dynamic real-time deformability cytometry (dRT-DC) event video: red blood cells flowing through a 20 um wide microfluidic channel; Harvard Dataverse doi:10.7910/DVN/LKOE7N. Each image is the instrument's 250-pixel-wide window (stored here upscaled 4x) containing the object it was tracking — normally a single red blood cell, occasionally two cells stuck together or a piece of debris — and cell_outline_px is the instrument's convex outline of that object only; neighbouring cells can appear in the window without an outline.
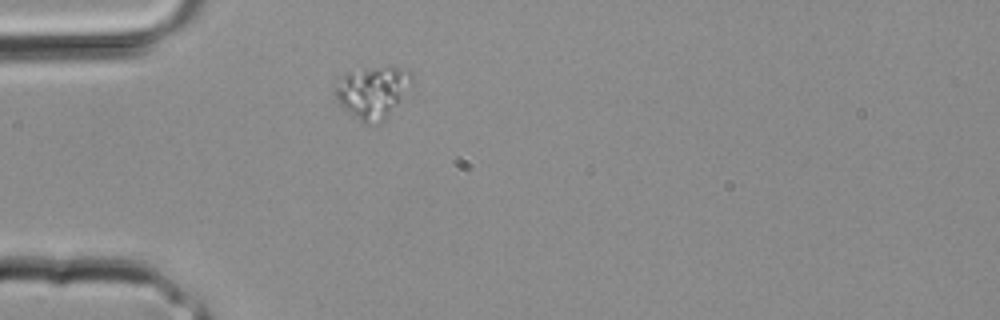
{"species": "common noctule bat (a hibernating species)", "species_latin": "Nyctalus noctula", "temperature_condition": "room temperature", "stored_images_in_passage": 26, "camera_frame_rate_fps": 3000, "um_per_image_px": 0.085, "animal": {"sex": "male", "body_mass_g": 20.4}, "frame": {"image": 1, "passage_image": 1, "time_ms": 0.0, "image_size_px": [1000, 320], "cell_outline_px": [[412, 76], [384, 120], [368, 124], [364, 124], [344, 108], [340, 104], [336, 96], [336, 88], [344, 76], [348, 72], [364, 68], [392, 64], [408, 68], [412, 72]], "centroid_in_image_um": [31.66, 7.76], "position_along_channel_um": 53.3, "area_um2": 22.25}}
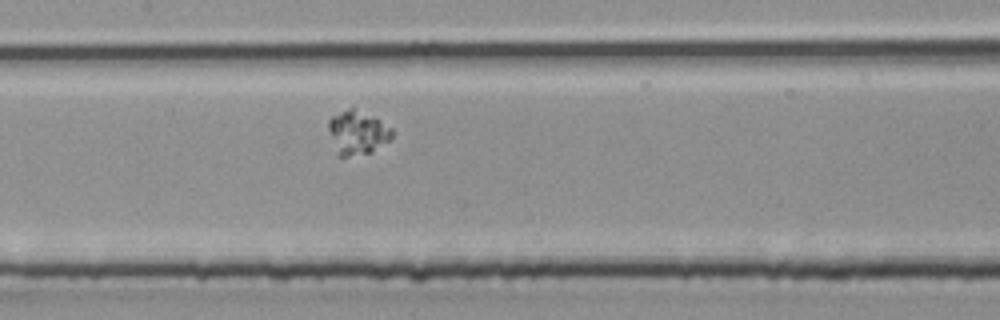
{"frame": {"image": 2, "passage_image": 8, "time_ms": 2.333, "image_size_px": [1000, 320], "cell_outline_px": [[392, 136], [388, 140], [372, 152], [348, 156], [336, 156], [328, 128], [328, 120], [332, 116], [348, 108], [352, 108], [380, 120], [392, 128]], "centroid_in_image_um": [30.34, 11.29], "position_along_channel_um": 177.1, "area_um2": 16.01}}
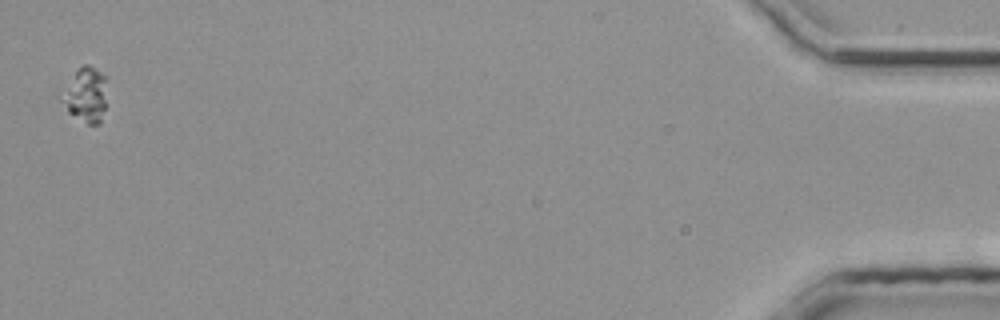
{"frame": {"image": 3, "passage_image": 26, "time_ms": 8.333, "image_size_px": [1000, 320], "cell_outline_px": [[108, 76], [104, 108], [100, 124], [88, 124], [68, 112], [52, 96], [84, 64], [88, 64]], "centroid_in_image_um": [7.18, 8.04], "position_along_channel_um": 428.0, "area_um2": 15.37}}